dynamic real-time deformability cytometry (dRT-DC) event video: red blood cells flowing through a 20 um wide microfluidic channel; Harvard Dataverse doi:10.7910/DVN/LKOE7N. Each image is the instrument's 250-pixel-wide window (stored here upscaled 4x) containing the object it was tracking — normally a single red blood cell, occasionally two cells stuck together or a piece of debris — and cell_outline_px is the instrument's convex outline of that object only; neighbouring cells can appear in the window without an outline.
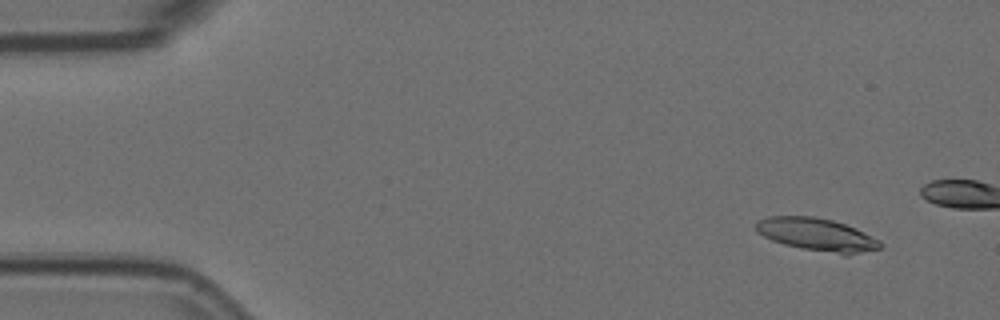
{"species": "Egyptian fruit bat (a non-hibernating species)", "species_latin": "Rousettus aegyptiacus", "temperature_condition": "room temperature", "stored_images_in_passage": 5, "camera_frame_rate_fps": 3000, "um_per_image_px": 0.085, "animal": {"sex": "female"}, "frame": {"image": 1, "passage_image": 2, "time_ms": 0.333, "image_size_px": [1000, 320], "cell_outline_px": [[880, 248], [848, 256], [844, 256], [800, 248], [784, 244], [772, 240], [756, 232], [756, 220], [768, 216], [812, 216], [832, 220], [856, 228], [880, 240]], "centroid_in_image_um": [69.43, 19.95], "position_along_channel_um": 15.6, "area_um2": 23.99}}